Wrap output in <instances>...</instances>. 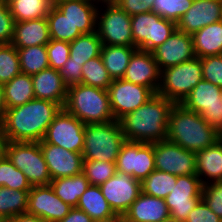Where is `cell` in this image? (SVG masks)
Segmentation results:
<instances>
[{
    "instance_id": "obj_31",
    "label": "cell",
    "mask_w": 222,
    "mask_h": 222,
    "mask_svg": "<svg viewBox=\"0 0 222 222\" xmlns=\"http://www.w3.org/2000/svg\"><path fill=\"white\" fill-rule=\"evenodd\" d=\"M5 103L8 108L21 106L35 98L31 75L20 73L3 85Z\"/></svg>"
},
{
    "instance_id": "obj_6",
    "label": "cell",
    "mask_w": 222,
    "mask_h": 222,
    "mask_svg": "<svg viewBox=\"0 0 222 222\" xmlns=\"http://www.w3.org/2000/svg\"><path fill=\"white\" fill-rule=\"evenodd\" d=\"M202 79L201 58L195 57L161 70V83L157 93L174 104H181Z\"/></svg>"
},
{
    "instance_id": "obj_1",
    "label": "cell",
    "mask_w": 222,
    "mask_h": 222,
    "mask_svg": "<svg viewBox=\"0 0 222 222\" xmlns=\"http://www.w3.org/2000/svg\"><path fill=\"white\" fill-rule=\"evenodd\" d=\"M61 107L52 101L32 99L8 108L2 122L4 137L10 142H40Z\"/></svg>"
},
{
    "instance_id": "obj_41",
    "label": "cell",
    "mask_w": 222,
    "mask_h": 222,
    "mask_svg": "<svg viewBox=\"0 0 222 222\" xmlns=\"http://www.w3.org/2000/svg\"><path fill=\"white\" fill-rule=\"evenodd\" d=\"M82 173L90 185L99 186L116 173V162L83 160Z\"/></svg>"
},
{
    "instance_id": "obj_12",
    "label": "cell",
    "mask_w": 222,
    "mask_h": 222,
    "mask_svg": "<svg viewBox=\"0 0 222 222\" xmlns=\"http://www.w3.org/2000/svg\"><path fill=\"white\" fill-rule=\"evenodd\" d=\"M155 170L154 143L126 141L117 156L116 172L131 175L143 181Z\"/></svg>"
},
{
    "instance_id": "obj_18",
    "label": "cell",
    "mask_w": 222,
    "mask_h": 222,
    "mask_svg": "<svg viewBox=\"0 0 222 222\" xmlns=\"http://www.w3.org/2000/svg\"><path fill=\"white\" fill-rule=\"evenodd\" d=\"M159 69L163 70L196 57L192 35L176 29L172 35L152 51Z\"/></svg>"
},
{
    "instance_id": "obj_28",
    "label": "cell",
    "mask_w": 222,
    "mask_h": 222,
    "mask_svg": "<svg viewBox=\"0 0 222 222\" xmlns=\"http://www.w3.org/2000/svg\"><path fill=\"white\" fill-rule=\"evenodd\" d=\"M136 49L130 46L102 45L100 55L112 80L123 78Z\"/></svg>"
},
{
    "instance_id": "obj_34",
    "label": "cell",
    "mask_w": 222,
    "mask_h": 222,
    "mask_svg": "<svg viewBox=\"0 0 222 222\" xmlns=\"http://www.w3.org/2000/svg\"><path fill=\"white\" fill-rule=\"evenodd\" d=\"M29 191L0 187V221L27 213Z\"/></svg>"
},
{
    "instance_id": "obj_56",
    "label": "cell",
    "mask_w": 222,
    "mask_h": 222,
    "mask_svg": "<svg viewBox=\"0 0 222 222\" xmlns=\"http://www.w3.org/2000/svg\"><path fill=\"white\" fill-rule=\"evenodd\" d=\"M162 222H183V221H180V220H177L175 218L169 217L167 219H164Z\"/></svg>"
},
{
    "instance_id": "obj_39",
    "label": "cell",
    "mask_w": 222,
    "mask_h": 222,
    "mask_svg": "<svg viewBox=\"0 0 222 222\" xmlns=\"http://www.w3.org/2000/svg\"><path fill=\"white\" fill-rule=\"evenodd\" d=\"M0 187L21 191H30L32 187L24 173L5 154L0 157Z\"/></svg>"
},
{
    "instance_id": "obj_5",
    "label": "cell",
    "mask_w": 222,
    "mask_h": 222,
    "mask_svg": "<svg viewBox=\"0 0 222 222\" xmlns=\"http://www.w3.org/2000/svg\"><path fill=\"white\" fill-rule=\"evenodd\" d=\"M83 160L116 162L126 142L119 121L85 124Z\"/></svg>"
},
{
    "instance_id": "obj_32",
    "label": "cell",
    "mask_w": 222,
    "mask_h": 222,
    "mask_svg": "<svg viewBox=\"0 0 222 222\" xmlns=\"http://www.w3.org/2000/svg\"><path fill=\"white\" fill-rule=\"evenodd\" d=\"M15 22L47 17L53 0H6Z\"/></svg>"
},
{
    "instance_id": "obj_30",
    "label": "cell",
    "mask_w": 222,
    "mask_h": 222,
    "mask_svg": "<svg viewBox=\"0 0 222 222\" xmlns=\"http://www.w3.org/2000/svg\"><path fill=\"white\" fill-rule=\"evenodd\" d=\"M50 185L63 202L76 207L81 195L90 184L85 175L80 173L71 177L53 179Z\"/></svg>"
},
{
    "instance_id": "obj_22",
    "label": "cell",
    "mask_w": 222,
    "mask_h": 222,
    "mask_svg": "<svg viewBox=\"0 0 222 222\" xmlns=\"http://www.w3.org/2000/svg\"><path fill=\"white\" fill-rule=\"evenodd\" d=\"M94 0H53V4L77 27L81 34L96 31L98 3Z\"/></svg>"
},
{
    "instance_id": "obj_33",
    "label": "cell",
    "mask_w": 222,
    "mask_h": 222,
    "mask_svg": "<svg viewBox=\"0 0 222 222\" xmlns=\"http://www.w3.org/2000/svg\"><path fill=\"white\" fill-rule=\"evenodd\" d=\"M69 45L71 62L80 63V65L101 54L102 41L96 31L90 34H82L70 42Z\"/></svg>"
},
{
    "instance_id": "obj_45",
    "label": "cell",
    "mask_w": 222,
    "mask_h": 222,
    "mask_svg": "<svg viewBox=\"0 0 222 222\" xmlns=\"http://www.w3.org/2000/svg\"><path fill=\"white\" fill-rule=\"evenodd\" d=\"M203 79L222 88V55L201 58Z\"/></svg>"
},
{
    "instance_id": "obj_29",
    "label": "cell",
    "mask_w": 222,
    "mask_h": 222,
    "mask_svg": "<svg viewBox=\"0 0 222 222\" xmlns=\"http://www.w3.org/2000/svg\"><path fill=\"white\" fill-rule=\"evenodd\" d=\"M76 207L87 213L92 220L107 219L117 215L103 196L100 187L96 185L88 186Z\"/></svg>"
},
{
    "instance_id": "obj_4",
    "label": "cell",
    "mask_w": 222,
    "mask_h": 222,
    "mask_svg": "<svg viewBox=\"0 0 222 222\" xmlns=\"http://www.w3.org/2000/svg\"><path fill=\"white\" fill-rule=\"evenodd\" d=\"M63 108L84 124L115 120L108 91L82 83L67 88V98Z\"/></svg>"
},
{
    "instance_id": "obj_47",
    "label": "cell",
    "mask_w": 222,
    "mask_h": 222,
    "mask_svg": "<svg viewBox=\"0 0 222 222\" xmlns=\"http://www.w3.org/2000/svg\"><path fill=\"white\" fill-rule=\"evenodd\" d=\"M184 222H222V219L201 199Z\"/></svg>"
},
{
    "instance_id": "obj_25",
    "label": "cell",
    "mask_w": 222,
    "mask_h": 222,
    "mask_svg": "<svg viewBox=\"0 0 222 222\" xmlns=\"http://www.w3.org/2000/svg\"><path fill=\"white\" fill-rule=\"evenodd\" d=\"M47 18L15 22L11 44L16 48L46 45L50 41Z\"/></svg>"
},
{
    "instance_id": "obj_44",
    "label": "cell",
    "mask_w": 222,
    "mask_h": 222,
    "mask_svg": "<svg viewBox=\"0 0 222 222\" xmlns=\"http://www.w3.org/2000/svg\"><path fill=\"white\" fill-rule=\"evenodd\" d=\"M201 199L222 219V181L203 185Z\"/></svg>"
},
{
    "instance_id": "obj_36",
    "label": "cell",
    "mask_w": 222,
    "mask_h": 222,
    "mask_svg": "<svg viewBox=\"0 0 222 222\" xmlns=\"http://www.w3.org/2000/svg\"><path fill=\"white\" fill-rule=\"evenodd\" d=\"M50 39L72 42L82 34L77 27L64 16V14L53 4L47 15Z\"/></svg>"
},
{
    "instance_id": "obj_38",
    "label": "cell",
    "mask_w": 222,
    "mask_h": 222,
    "mask_svg": "<svg viewBox=\"0 0 222 222\" xmlns=\"http://www.w3.org/2000/svg\"><path fill=\"white\" fill-rule=\"evenodd\" d=\"M112 81V78L104 66L101 55L83 64L82 84L107 90Z\"/></svg>"
},
{
    "instance_id": "obj_48",
    "label": "cell",
    "mask_w": 222,
    "mask_h": 222,
    "mask_svg": "<svg viewBox=\"0 0 222 222\" xmlns=\"http://www.w3.org/2000/svg\"><path fill=\"white\" fill-rule=\"evenodd\" d=\"M82 66L80 63L71 62L69 57L64 66L59 70L62 81L67 87L81 83Z\"/></svg>"
},
{
    "instance_id": "obj_24",
    "label": "cell",
    "mask_w": 222,
    "mask_h": 222,
    "mask_svg": "<svg viewBox=\"0 0 222 222\" xmlns=\"http://www.w3.org/2000/svg\"><path fill=\"white\" fill-rule=\"evenodd\" d=\"M36 99L48 100L64 107L67 86L63 83L58 70L47 68L31 76Z\"/></svg>"
},
{
    "instance_id": "obj_7",
    "label": "cell",
    "mask_w": 222,
    "mask_h": 222,
    "mask_svg": "<svg viewBox=\"0 0 222 222\" xmlns=\"http://www.w3.org/2000/svg\"><path fill=\"white\" fill-rule=\"evenodd\" d=\"M4 154L24 173L31 186L50 185L52 178L39 142L6 141Z\"/></svg>"
},
{
    "instance_id": "obj_21",
    "label": "cell",
    "mask_w": 222,
    "mask_h": 222,
    "mask_svg": "<svg viewBox=\"0 0 222 222\" xmlns=\"http://www.w3.org/2000/svg\"><path fill=\"white\" fill-rule=\"evenodd\" d=\"M222 20V0H193L176 23L177 29L193 35L205 26Z\"/></svg>"
},
{
    "instance_id": "obj_35",
    "label": "cell",
    "mask_w": 222,
    "mask_h": 222,
    "mask_svg": "<svg viewBox=\"0 0 222 222\" xmlns=\"http://www.w3.org/2000/svg\"><path fill=\"white\" fill-rule=\"evenodd\" d=\"M19 56L21 73L34 75L49 68L46 45L16 48Z\"/></svg>"
},
{
    "instance_id": "obj_19",
    "label": "cell",
    "mask_w": 222,
    "mask_h": 222,
    "mask_svg": "<svg viewBox=\"0 0 222 222\" xmlns=\"http://www.w3.org/2000/svg\"><path fill=\"white\" fill-rule=\"evenodd\" d=\"M123 79L148 87L154 94L157 93L161 83V70L152 52L136 49L130 58Z\"/></svg>"
},
{
    "instance_id": "obj_17",
    "label": "cell",
    "mask_w": 222,
    "mask_h": 222,
    "mask_svg": "<svg viewBox=\"0 0 222 222\" xmlns=\"http://www.w3.org/2000/svg\"><path fill=\"white\" fill-rule=\"evenodd\" d=\"M72 206L63 202L51 185L32 186L29 191L27 213L50 222H59L71 210Z\"/></svg>"
},
{
    "instance_id": "obj_15",
    "label": "cell",
    "mask_w": 222,
    "mask_h": 222,
    "mask_svg": "<svg viewBox=\"0 0 222 222\" xmlns=\"http://www.w3.org/2000/svg\"><path fill=\"white\" fill-rule=\"evenodd\" d=\"M202 186L197 174L177 176L176 184L165 198L170 217L184 222L201 200Z\"/></svg>"
},
{
    "instance_id": "obj_8",
    "label": "cell",
    "mask_w": 222,
    "mask_h": 222,
    "mask_svg": "<svg viewBox=\"0 0 222 222\" xmlns=\"http://www.w3.org/2000/svg\"><path fill=\"white\" fill-rule=\"evenodd\" d=\"M100 5H105V10L102 13L103 9L100 8ZM100 5L96 14V32L102 45L135 47L131 31V16L116 3H102Z\"/></svg>"
},
{
    "instance_id": "obj_51",
    "label": "cell",
    "mask_w": 222,
    "mask_h": 222,
    "mask_svg": "<svg viewBox=\"0 0 222 222\" xmlns=\"http://www.w3.org/2000/svg\"><path fill=\"white\" fill-rule=\"evenodd\" d=\"M5 222H50L36 215L23 213L7 219Z\"/></svg>"
},
{
    "instance_id": "obj_14",
    "label": "cell",
    "mask_w": 222,
    "mask_h": 222,
    "mask_svg": "<svg viewBox=\"0 0 222 222\" xmlns=\"http://www.w3.org/2000/svg\"><path fill=\"white\" fill-rule=\"evenodd\" d=\"M107 91L116 121L145 104L154 95L148 87L134 84L123 78L113 80Z\"/></svg>"
},
{
    "instance_id": "obj_42",
    "label": "cell",
    "mask_w": 222,
    "mask_h": 222,
    "mask_svg": "<svg viewBox=\"0 0 222 222\" xmlns=\"http://www.w3.org/2000/svg\"><path fill=\"white\" fill-rule=\"evenodd\" d=\"M192 3L193 0H154L153 11L161 17L177 23Z\"/></svg>"
},
{
    "instance_id": "obj_49",
    "label": "cell",
    "mask_w": 222,
    "mask_h": 222,
    "mask_svg": "<svg viewBox=\"0 0 222 222\" xmlns=\"http://www.w3.org/2000/svg\"><path fill=\"white\" fill-rule=\"evenodd\" d=\"M115 3L130 16L152 12L154 6V0H117Z\"/></svg>"
},
{
    "instance_id": "obj_26",
    "label": "cell",
    "mask_w": 222,
    "mask_h": 222,
    "mask_svg": "<svg viewBox=\"0 0 222 222\" xmlns=\"http://www.w3.org/2000/svg\"><path fill=\"white\" fill-rule=\"evenodd\" d=\"M196 173L202 185L222 181V139L196 152Z\"/></svg>"
},
{
    "instance_id": "obj_3",
    "label": "cell",
    "mask_w": 222,
    "mask_h": 222,
    "mask_svg": "<svg viewBox=\"0 0 222 222\" xmlns=\"http://www.w3.org/2000/svg\"><path fill=\"white\" fill-rule=\"evenodd\" d=\"M220 139L199 113L188 110L182 104H174L169 113L167 140L193 152L214 145Z\"/></svg>"
},
{
    "instance_id": "obj_10",
    "label": "cell",
    "mask_w": 222,
    "mask_h": 222,
    "mask_svg": "<svg viewBox=\"0 0 222 222\" xmlns=\"http://www.w3.org/2000/svg\"><path fill=\"white\" fill-rule=\"evenodd\" d=\"M221 87L202 79L181 103L185 108L199 113L218 133L222 131Z\"/></svg>"
},
{
    "instance_id": "obj_40",
    "label": "cell",
    "mask_w": 222,
    "mask_h": 222,
    "mask_svg": "<svg viewBox=\"0 0 222 222\" xmlns=\"http://www.w3.org/2000/svg\"><path fill=\"white\" fill-rule=\"evenodd\" d=\"M20 73V62L16 47L12 44H2L0 46V83L4 85Z\"/></svg>"
},
{
    "instance_id": "obj_46",
    "label": "cell",
    "mask_w": 222,
    "mask_h": 222,
    "mask_svg": "<svg viewBox=\"0 0 222 222\" xmlns=\"http://www.w3.org/2000/svg\"><path fill=\"white\" fill-rule=\"evenodd\" d=\"M15 21L6 0L0 1V44H11Z\"/></svg>"
},
{
    "instance_id": "obj_55",
    "label": "cell",
    "mask_w": 222,
    "mask_h": 222,
    "mask_svg": "<svg viewBox=\"0 0 222 222\" xmlns=\"http://www.w3.org/2000/svg\"><path fill=\"white\" fill-rule=\"evenodd\" d=\"M96 3H115L117 0H94Z\"/></svg>"
},
{
    "instance_id": "obj_16",
    "label": "cell",
    "mask_w": 222,
    "mask_h": 222,
    "mask_svg": "<svg viewBox=\"0 0 222 222\" xmlns=\"http://www.w3.org/2000/svg\"><path fill=\"white\" fill-rule=\"evenodd\" d=\"M99 187L113 211L120 215H124L142 192L141 181L122 172H116Z\"/></svg>"
},
{
    "instance_id": "obj_2",
    "label": "cell",
    "mask_w": 222,
    "mask_h": 222,
    "mask_svg": "<svg viewBox=\"0 0 222 222\" xmlns=\"http://www.w3.org/2000/svg\"><path fill=\"white\" fill-rule=\"evenodd\" d=\"M173 105L172 101L155 93L145 104L120 118L126 141L155 143L166 140Z\"/></svg>"
},
{
    "instance_id": "obj_57",
    "label": "cell",
    "mask_w": 222,
    "mask_h": 222,
    "mask_svg": "<svg viewBox=\"0 0 222 222\" xmlns=\"http://www.w3.org/2000/svg\"><path fill=\"white\" fill-rule=\"evenodd\" d=\"M219 135H220V139H222V131L219 133Z\"/></svg>"
},
{
    "instance_id": "obj_43",
    "label": "cell",
    "mask_w": 222,
    "mask_h": 222,
    "mask_svg": "<svg viewBox=\"0 0 222 222\" xmlns=\"http://www.w3.org/2000/svg\"><path fill=\"white\" fill-rule=\"evenodd\" d=\"M46 49L49 67L59 71L70 57L69 42L51 39L46 44Z\"/></svg>"
},
{
    "instance_id": "obj_52",
    "label": "cell",
    "mask_w": 222,
    "mask_h": 222,
    "mask_svg": "<svg viewBox=\"0 0 222 222\" xmlns=\"http://www.w3.org/2000/svg\"><path fill=\"white\" fill-rule=\"evenodd\" d=\"M6 110L7 106L4 98L3 84L0 83V123H2L4 120Z\"/></svg>"
},
{
    "instance_id": "obj_27",
    "label": "cell",
    "mask_w": 222,
    "mask_h": 222,
    "mask_svg": "<svg viewBox=\"0 0 222 222\" xmlns=\"http://www.w3.org/2000/svg\"><path fill=\"white\" fill-rule=\"evenodd\" d=\"M192 39L196 57L222 55V20L195 32Z\"/></svg>"
},
{
    "instance_id": "obj_11",
    "label": "cell",
    "mask_w": 222,
    "mask_h": 222,
    "mask_svg": "<svg viewBox=\"0 0 222 222\" xmlns=\"http://www.w3.org/2000/svg\"><path fill=\"white\" fill-rule=\"evenodd\" d=\"M85 124L64 108L55 115L43 138L46 143L81 153L84 148Z\"/></svg>"
},
{
    "instance_id": "obj_23",
    "label": "cell",
    "mask_w": 222,
    "mask_h": 222,
    "mask_svg": "<svg viewBox=\"0 0 222 222\" xmlns=\"http://www.w3.org/2000/svg\"><path fill=\"white\" fill-rule=\"evenodd\" d=\"M170 217L165 199L141 192L124 213V222H162Z\"/></svg>"
},
{
    "instance_id": "obj_50",
    "label": "cell",
    "mask_w": 222,
    "mask_h": 222,
    "mask_svg": "<svg viewBox=\"0 0 222 222\" xmlns=\"http://www.w3.org/2000/svg\"><path fill=\"white\" fill-rule=\"evenodd\" d=\"M59 222H93L91 217L77 207H72L69 213Z\"/></svg>"
},
{
    "instance_id": "obj_54",
    "label": "cell",
    "mask_w": 222,
    "mask_h": 222,
    "mask_svg": "<svg viewBox=\"0 0 222 222\" xmlns=\"http://www.w3.org/2000/svg\"><path fill=\"white\" fill-rule=\"evenodd\" d=\"M93 222H124V218L123 215L117 214L107 219L93 220Z\"/></svg>"
},
{
    "instance_id": "obj_13",
    "label": "cell",
    "mask_w": 222,
    "mask_h": 222,
    "mask_svg": "<svg viewBox=\"0 0 222 222\" xmlns=\"http://www.w3.org/2000/svg\"><path fill=\"white\" fill-rule=\"evenodd\" d=\"M155 170L175 176L195 175L196 152L186 150L169 140L154 143Z\"/></svg>"
},
{
    "instance_id": "obj_53",
    "label": "cell",
    "mask_w": 222,
    "mask_h": 222,
    "mask_svg": "<svg viewBox=\"0 0 222 222\" xmlns=\"http://www.w3.org/2000/svg\"><path fill=\"white\" fill-rule=\"evenodd\" d=\"M5 137H4V130L3 125L0 123V157L4 155L5 152Z\"/></svg>"
},
{
    "instance_id": "obj_20",
    "label": "cell",
    "mask_w": 222,
    "mask_h": 222,
    "mask_svg": "<svg viewBox=\"0 0 222 222\" xmlns=\"http://www.w3.org/2000/svg\"><path fill=\"white\" fill-rule=\"evenodd\" d=\"M49 174L53 179L71 177L82 173L83 156L60 146L40 141Z\"/></svg>"
},
{
    "instance_id": "obj_9",
    "label": "cell",
    "mask_w": 222,
    "mask_h": 222,
    "mask_svg": "<svg viewBox=\"0 0 222 222\" xmlns=\"http://www.w3.org/2000/svg\"><path fill=\"white\" fill-rule=\"evenodd\" d=\"M176 29V22L165 19L154 11L131 16V31L137 49L151 52L163 44Z\"/></svg>"
},
{
    "instance_id": "obj_37",
    "label": "cell",
    "mask_w": 222,
    "mask_h": 222,
    "mask_svg": "<svg viewBox=\"0 0 222 222\" xmlns=\"http://www.w3.org/2000/svg\"><path fill=\"white\" fill-rule=\"evenodd\" d=\"M177 176L154 170L142 182V192L146 195L165 199L176 184Z\"/></svg>"
}]
</instances>
